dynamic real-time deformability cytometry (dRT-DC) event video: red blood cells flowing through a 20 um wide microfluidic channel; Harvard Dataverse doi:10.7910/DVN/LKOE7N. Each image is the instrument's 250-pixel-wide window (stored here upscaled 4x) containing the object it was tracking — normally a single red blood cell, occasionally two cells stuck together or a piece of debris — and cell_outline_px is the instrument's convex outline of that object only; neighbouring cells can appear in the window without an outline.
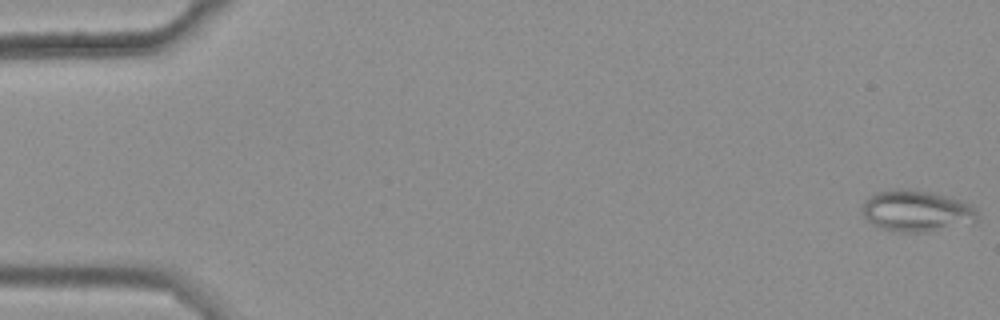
{"species": "common noctule bat (a hibernating species)", "species_latin": "Nyctalus noctula", "temperature_condition": "warm", "stored_images_in_passage": 48, "camera_frame_rate_fps": 3000, "um_per_image_px": 0.085, "animal": {"sex": "female", "body_mass_g": 25.1}, "frame": {"image": 1, "passage_image": 1, "time_ms": 0.0, "image_size_px": [1000, 320], "cell_outline_px": [[980, 216], [976, 220], [928, 232], [896, 232], [880, 228], [872, 224], [864, 216], [864, 200], [876, 192], [892, 188], [908, 188], [932, 192], [948, 196], [960, 200], [976, 208]], "centroid_in_image_um": [77.88, 17.91], "position_along_channel_um": 7.1, "area_um2": 27.74}}
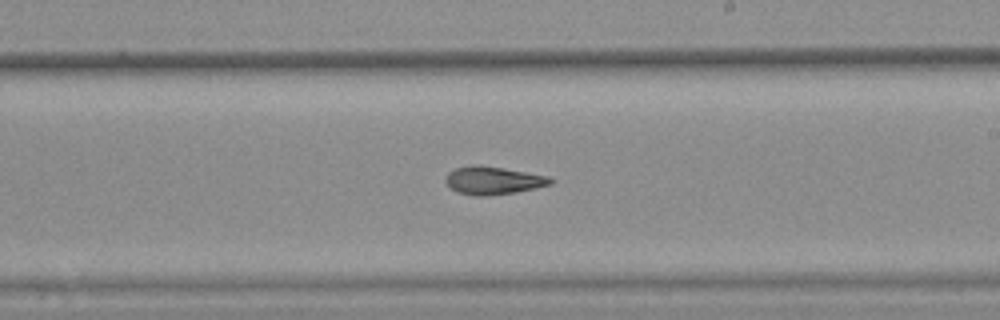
{"frame": {"image": 2, "passage_image": 33, "time_ms": 10.667, "image_size_px": [1000, 320], "cell_outline_px": [[556, 180], [552, 184], [536, 188], [516, 192], [488, 196], [476, 196], [456, 192], [444, 180], [448, 172], [456, 168], [476, 164], [504, 168], [548, 176]], "centroid_in_image_um": [41.94, 15.34], "position_along_channel_um": 247.1, "area_um2": 17.17}}
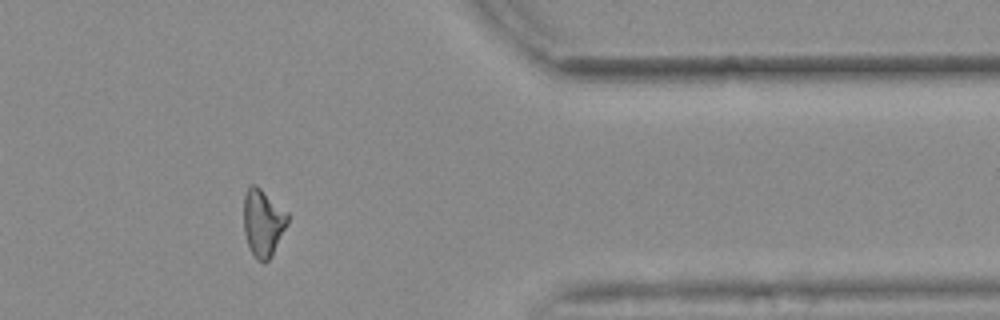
{"frame": {"image": 3, "passage_image": 46, "time_ms": 15.0, "image_size_px": [1000, 320], "cell_outline_px": [[288, 224], [272, 256], [264, 264], [256, 260], [248, 244], [244, 232], [244, 196], [248, 188], [252, 184], [256, 184], [288, 212]], "centroid_in_image_um": [22.37, 18.95], "position_along_channel_um": 389.0, "area_um2": 17.34}, "authors_computed_cell_mechanics": {"area_um2": 17.5712, "velocity_mm_per_s": 3.6932, "shape_relaxation_time_tau1_ms": null, "shape_relaxation_time_tau2_ms": 4.5577, "deformation_change_tau1": null, "deformation_change_tau2": 0.1319}}